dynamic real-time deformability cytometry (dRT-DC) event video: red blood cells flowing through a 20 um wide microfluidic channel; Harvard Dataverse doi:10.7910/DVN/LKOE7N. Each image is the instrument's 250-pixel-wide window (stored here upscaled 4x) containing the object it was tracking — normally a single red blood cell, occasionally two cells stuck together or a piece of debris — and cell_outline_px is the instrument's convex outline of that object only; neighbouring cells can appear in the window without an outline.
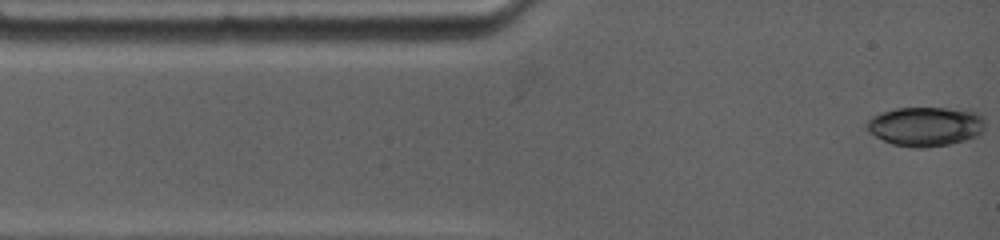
{"species": "common noctule bat (a hibernating species)", "species_latin": "Nyctalus noctula", "temperature_condition": "warm", "stored_images_in_passage": 50, "camera_frame_rate_fps": 4500, "um_per_image_px": 0.085, "animal": {"sex": "female", "body_mass_g": 19.0, "forearm_length_mm": 53.3}, "frame": {"image": 1, "passage_image": 1, "time_ms": 0.0, "image_size_px": [1000, 240], "cell_outline_px": [[984, 128], [980, 136], [948, 144], [924, 148], [912, 148], [892, 144], [868, 132], [864, 124], [872, 116], [880, 112], [896, 108], [968, 108], [976, 112], [984, 120]], "centroid_in_image_um": [78.67, 10.73], "position_along_channel_um": 6.3, "area_um2": 27.57}}
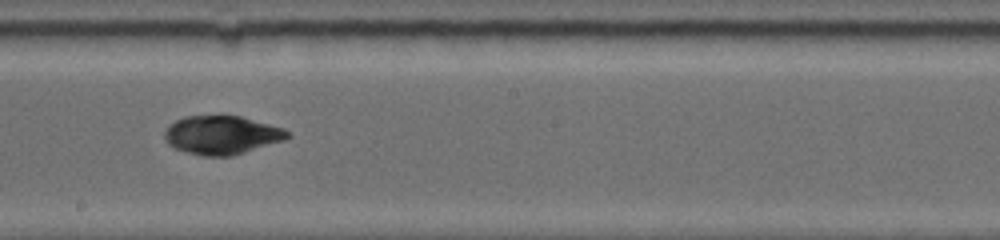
{"frame": {"image": 2, "passage_image": 22, "time_ms": 7.111, "image_size_px": [1000, 240], "cell_outline_px": [[292, 136], [284, 140], [232, 156], [204, 156], [172, 148], [164, 140], [164, 132], [176, 120], [184, 116], [220, 112], [240, 116], [284, 128]], "centroid_in_image_um": [18.83, 11.43], "position_along_channel_um": 229.4, "area_um2": 28.32}}
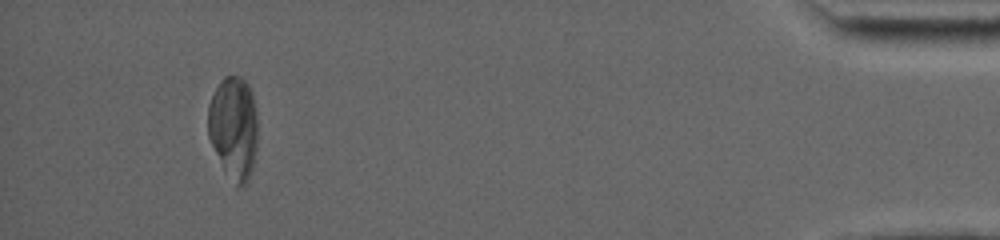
{"frame": {"image": 3, "passage_image": 49, "time_ms": 14.667, "image_size_px": [1000, 240], "cell_outline_px": [[256, 152], [252, 168], [248, 180], [240, 188], [224, 172], [208, 136], [208, 104], [220, 80], [224, 76], [240, 76], [248, 84], [252, 92], [256, 112]], "centroid_in_image_um": [19.85, 10.85], "position_along_channel_um": 415.4, "area_um2": 29.77}, "authors_computed_cell_mechanics": {"area_um2": 28.0041, "velocity_mm_per_s": 3.7372, "shape_relaxation_time_tau1_ms": 4.5352, "shape_relaxation_time_tau2_ms": null, "deformation_change_tau1": 0.1466, "deformation_change_tau2": null}}